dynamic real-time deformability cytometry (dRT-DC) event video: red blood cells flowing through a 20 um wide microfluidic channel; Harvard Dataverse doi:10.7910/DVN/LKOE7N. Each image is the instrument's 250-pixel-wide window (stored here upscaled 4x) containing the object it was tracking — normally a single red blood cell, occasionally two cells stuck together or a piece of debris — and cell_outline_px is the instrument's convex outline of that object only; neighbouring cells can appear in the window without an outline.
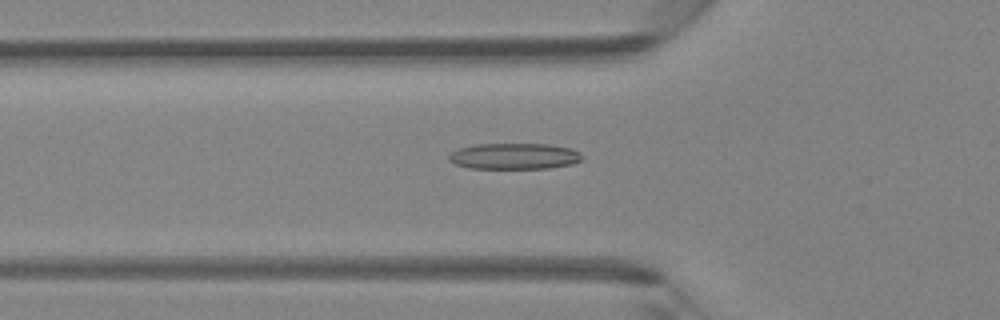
{"species": "Egyptian fruit bat (a non-hibernating species)", "species_latin": "Rousettus aegyptiacus", "temperature_condition": "room temperature", "stored_images_in_passage": 46, "camera_frame_rate_fps": 3000, "um_per_image_px": 0.085, "animal": {"sex": "female"}, "frame": {"image": 1, "passage_image": 16, "time_ms": 5.0, "image_size_px": [1000, 320], "cell_outline_px": [[580, 160], [572, 164], [548, 168], [468, 168], [456, 164], [448, 160], [448, 156], [452, 152], [460, 148], [476, 144], [548, 144], [572, 148], [580, 152]], "centroid_in_image_um": [43.7, 13.27], "position_along_channel_um": 82.1, "area_um2": 20.11}}
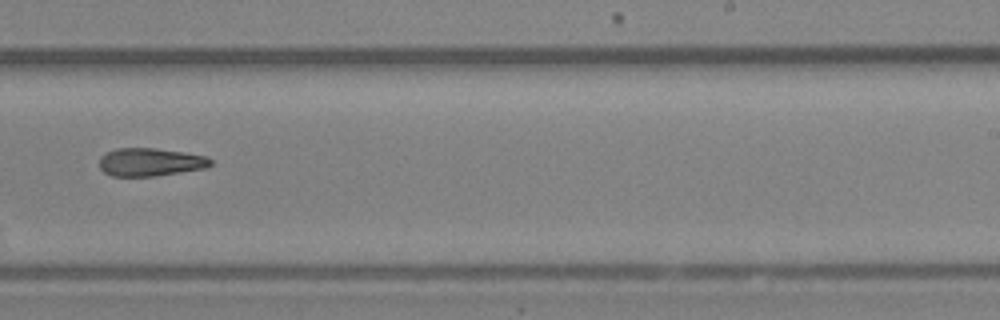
{"frame": {"image": 2, "passage_image": 29, "time_ms": 9.333, "image_size_px": [1000, 320], "cell_outline_px": [[212, 164], [204, 168], [156, 176], [112, 176], [104, 172], [100, 168], [100, 156], [104, 152], [116, 148], [156, 148], [184, 152], [208, 156], [212, 160]], "centroid_in_image_um": [12.76, 13.76], "position_along_channel_um": 276.2, "area_um2": 18.32}}
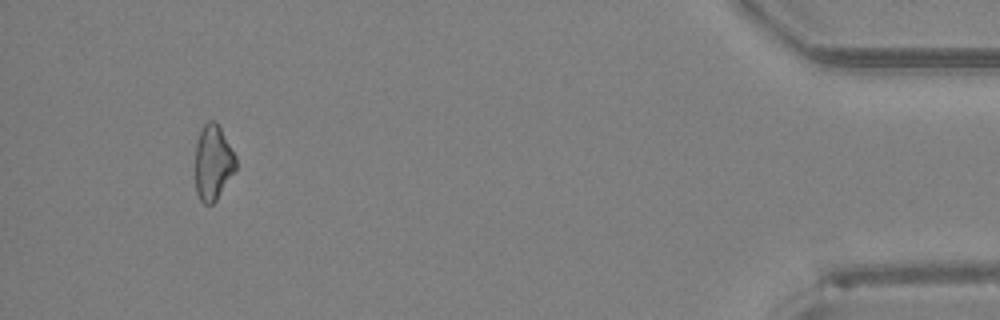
{"frame": {"image": 3, "passage_image": 43, "time_ms": 14.0, "image_size_px": [1000, 320], "cell_outline_px": [[236, 168], [216, 200], [212, 204], [204, 204], [200, 200], [196, 192], [196, 144], [200, 128], [208, 120], [216, 120], [236, 156]], "centroid_in_image_um": [18.1, 13.78], "position_along_channel_um": 417.1, "area_um2": 17.74}}